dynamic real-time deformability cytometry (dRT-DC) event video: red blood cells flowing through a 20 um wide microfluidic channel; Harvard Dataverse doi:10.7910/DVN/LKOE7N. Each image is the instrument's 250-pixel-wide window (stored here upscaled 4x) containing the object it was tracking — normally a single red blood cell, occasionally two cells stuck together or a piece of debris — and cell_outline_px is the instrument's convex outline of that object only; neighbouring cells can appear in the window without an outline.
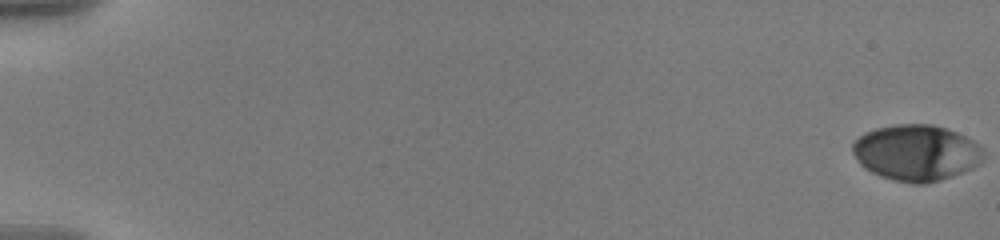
{"species": "human", "species_latin": "Homo sapiens", "temperature_condition": "warm", "stored_images_in_passage": 59, "camera_frame_rate_fps": 3000, "um_per_image_px": 0.085, "donor": {"sex": "male"}, "frame": {"image": 1, "passage_image": 1, "time_ms": 0.0, "image_size_px": [1000, 240], "cell_outline_px": [[984, 160], [980, 164], [972, 168], [952, 176], [928, 184], [912, 184], [892, 180], [880, 176], [864, 168], [860, 164], [852, 152], [852, 144], [864, 132], [876, 128], [896, 124], [932, 124], [948, 128], [980, 144], [984, 148]], "centroid_in_image_um": [77.91, 12.99], "position_along_channel_um": 7.1, "area_um2": 43.23}}
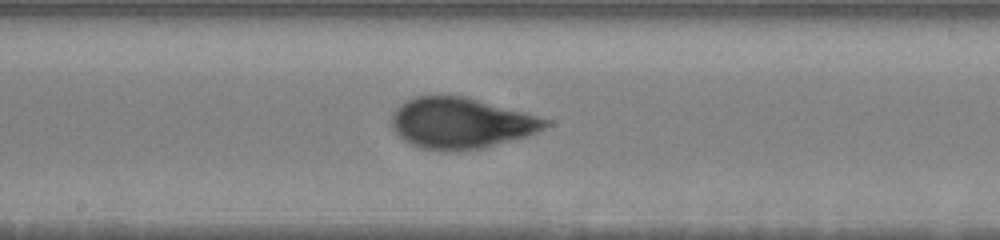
{"frame": {"image": 2, "passage_image": 34, "time_ms": 11.0, "image_size_px": [1000, 240], "cell_outline_px": [[552, 124], [528, 136], [480, 148], [460, 152], [456, 152], [424, 148], [412, 144], [404, 140], [392, 128], [392, 112], [400, 104], [416, 96], [440, 92], [464, 96], [552, 120]], "centroid_in_image_um": [39.16, 10.43], "position_along_channel_um": 209.0, "area_um2": 45.95}}
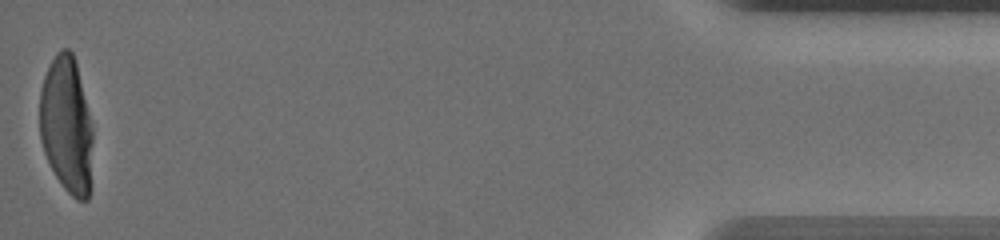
{"frame": {"image": 3, "passage_image": 59, "time_ms": 19.333, "image_size_px": [1000, 240], "cell_outline_px": [[92, 188], [88, 200], [76, 200], [64, 188], [56, 176], [44, 152], [40, 136], [40, 92], [44, 76], [56, 52], [60, 48], [68, 48], [72, 52], [76, 64], [92, 124]], "centroid_in_image_um": [5.68, 10.68], "position_along_channel_um": 429.5, "area_um2": 42.48}, "authors_computed_cell_mechanics": {"area_um2": 43.9858, "velocity_mm_per_s": 3.5637, "shape_relaxation_time_tau1_ms": 4.4803, "shape_relaxation_time_tau2_ms": null, "deformation_change_tau1": 0.1792, "deformation_change_tau2": null}}